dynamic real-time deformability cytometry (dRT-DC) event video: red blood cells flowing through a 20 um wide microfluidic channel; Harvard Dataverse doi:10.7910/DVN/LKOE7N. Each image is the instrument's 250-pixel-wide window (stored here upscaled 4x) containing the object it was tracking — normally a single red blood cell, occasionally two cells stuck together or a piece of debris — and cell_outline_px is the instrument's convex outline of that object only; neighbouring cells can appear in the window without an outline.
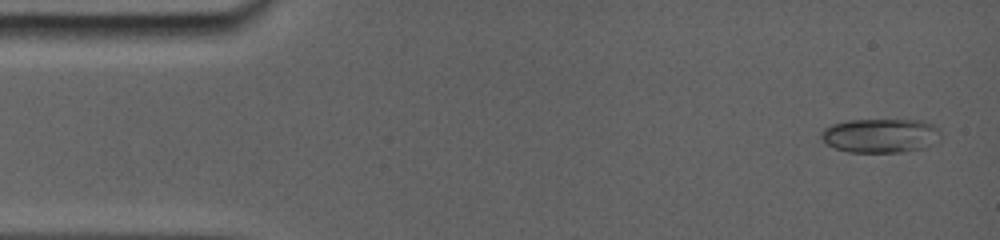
{"species": "common noctule bat (a hibernating species)", "species_latin": "Nyctalus noctula", "temperature_condition": "room temperature", "stored_images_in_passage": 27, "camera_frame_rate_fps": 5000, "um_per_image_px": 0.085, "animal": {"sex": "female", "body_mass_g": 19.0, "forearm_length_mm": 56.7}, "frame": {"image": 1, "passage_image": 1, "time_ms": 0.0, "image_size_px": [1000, 240], "cell_outline_px": [[928, 128], [900, 148], [892, 152], [856, 152], [840, 148], [824, 140], [824, 132], [828, 128], [836, 124], [852, 120], [900, 120], [924, 124]], "centroid_in_image_um": [74.21, 11.47], "position_along_channel_um": 10.8, "area_um2": 18.55}}
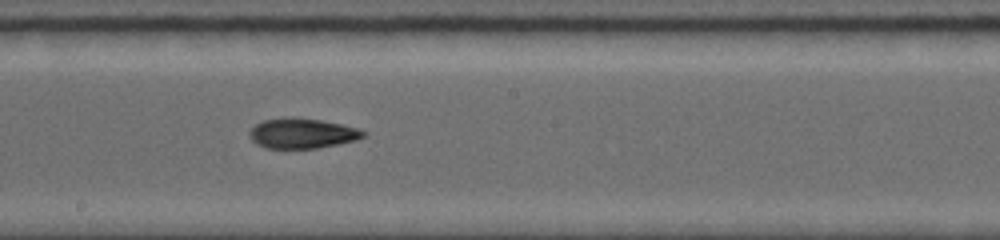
{"frame": {"image": 2, "passage_image": 14, "time_ms": 8.2, "image_size_px": [1000, 240], "cell_outline_px": [[364, 136], [356, 140], [316, 148], [264, 148], [256, 144], [252, 140], [248, 132], [256, 124], [264, 120], [320, 120], [340, 124], [356, 128], [364, 132]], "centroid_in_image_um": [25.66, 11.38], "position_along_channel_um": 222.5, "area_um2": 18.96}}
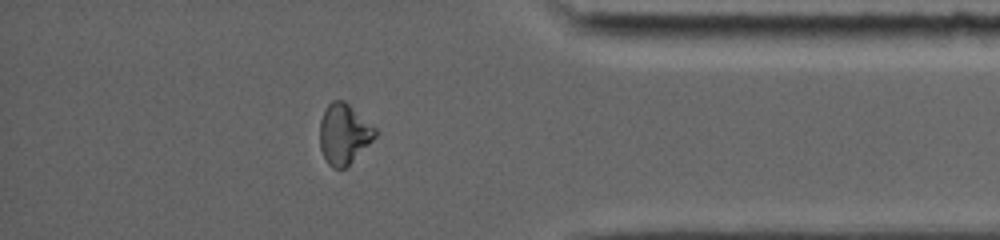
{"frame": {"image": 3, "passage_image": 23, "time_ms": 13.2, "image_size_px": [1000, 240], "cell_outline_px": [[376, 136], [344, 168], [332, 168], [328, 164], [320, 148], [320, 120], [328, 104], [332, 100], [344, 100], [376, 128]], "centroid_in_image_um": [29.21, 11.36], "position_along_channel_um": 406.0, "area_um2": 19.07}, "authors_computed_cell_mechanics": {"area_um2": 19.2474, "velocity_mm_per_s": 3.8975, "shape_relaxation_time_tau1_ms": null, "shape_relaxation_time_tau2_ms": 2.4609, "deformation_change_tau1": null, "deformation_change_tau2": 0.0676}}